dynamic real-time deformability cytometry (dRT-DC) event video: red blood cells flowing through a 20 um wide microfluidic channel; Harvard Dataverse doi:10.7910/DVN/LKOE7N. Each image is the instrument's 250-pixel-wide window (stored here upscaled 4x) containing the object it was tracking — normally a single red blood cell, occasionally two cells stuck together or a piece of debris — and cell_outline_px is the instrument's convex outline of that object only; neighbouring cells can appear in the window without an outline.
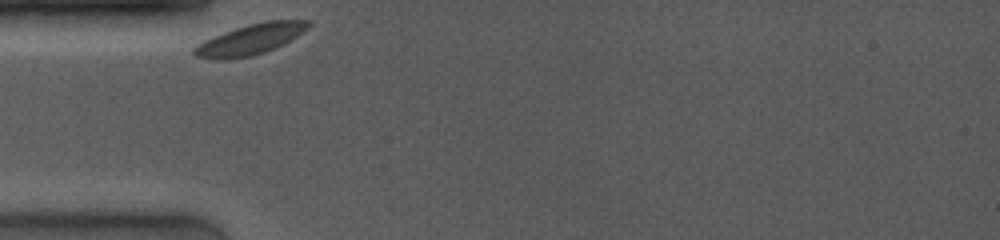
{"species": "common noctule bat (a hibernating species)", "species_latin": "Nyctalus noctula", "temperature_condition": "room temperature", "stored_images_in_passage": 24, "camera_frame_rate_fps": 4000, "um_per_image_px": 0.085, "animal": {"sex": "female", "body_mass_g": 19.0, "forearm_length_mm": 53.3}, "frame": {"image": 1, "passage_image": 1, "time_ms": 0.0, "image_size_px": [1000, 240], "cell_outline_px": [[312, 24], [308, 28], [284, 44], [264, 52], [252, 56], [228, 60], [216, 60], [192, 56], [192, 48], [204, 40], [224, 32], [248, 24], [264, 20], [312, 20]], "centroid_in_image_um": [21.25, 3.36], "position_along_channel_um": 63.7, "area_um2": 20.58}}
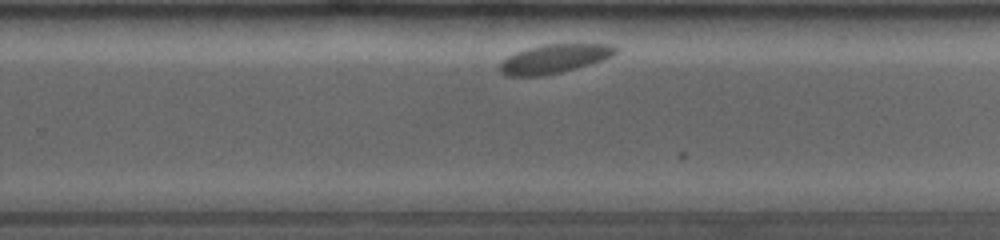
{"frame": {"image": 2, "passage_image": 19, "time_ms": 6.5, "image_size_px": [1000, 240], "cell_outline_px": [[616, 52], [612, 56], [604, 60], [592, 64], [560, 72], [540, 76], [504, 76], [500, 72], [500, 64], [508, 56], [516, 52], [528, 48], [544, 44], [612, 44], [616, 48]], "centroid_in_image_um": [47.12, 5.0], "position_along_channel_um": 282.7, "area_um2": 19.42}}
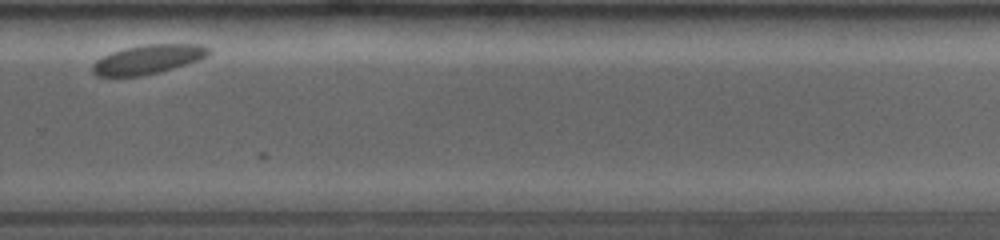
{"frame": {"image": 3, "passage_image": 22, "time_ms": 7.5, "image_size_px": [1000, 240], "cell_outline_px": [[212, 52], [208, 56], [200, 60], [188, 64], [160, 72], [140, 76], [96, 76], [92, 72], [92, 64], [96, 60], [112, 52], [124, 48], [148, 44], [200, 44], [212, 48]], "centroid_in_image_um": [12.64, 5.04], "position_along_channel_um": 317.2, "area_um2": 19.94}}